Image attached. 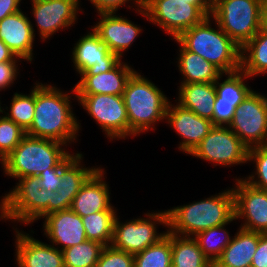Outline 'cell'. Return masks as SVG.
<instances>
[{"label": "cell", "instance_id": "cell-30", "mask_svg": "<svg viewBox=\"0 0 267 267\" xmlns=\"http://www.w3.org/2000/svg\"><path fill=\"white\" fill-rule=\"evenodd\" d=\"M225 75H228L227 79L222 83H219L222 75L214 83L217 93L215 102L233 103V106L238 107L252 91L244 82L249 76L241 69Z\"/></svg>", "mask_w": 267, "mask_h": 267}, {"label": "cell", "instance_id": "cell-35", "mask_svg": "<svg viewBox=\"0 0 267 267\" xmlns=\"http://www.w3.org/2000/svg\"><path fill=\"white\" fill-rule=\"evenodd\" d=\"M25 135V131L6 115L0 116V161L15 149Z\"/></svg>", "mask_w": 267, "mask_h": 267}, {"label": "cell", "instance_id": "cell-41", "mask_svg": "<svg viewBox=\"0 0 267 267\" xmlns=\"http://www.w3.org/2000/svg\"><path fill=\"white\" fill-rule=\"evenodd\" d=\"M17 62H0V91L10 87L19 73Z\"/></svg>", "mask_w": 267, "mask_h": 267}, {"label": "cell", "instance_id": "cell-18", "mask_svg": "<svg viewBox=\"0 0 267 267\" xmlns=\"http://www.w3.org/2000/svg\"><path fill=\"white\" fill-rule=\"evenodd\" d=\"M116 13H101L100 21L92 27L102 42L120 58L141 34V28Z\"/></svg>", "mask_w": 267, "mask_h": 267}, {"label": "cell", "instance_id": "cell-47", "mask_svg": "<svg viewBox=\"0 0 267 267\" xmlns=\"http://www.w3.org/2000/svg\"><path fill=\"white\" fill-rule=\"evenodd\" d=\"M0 104H1V103H0ZM1 108H2V107H1V105H0V113L5 112V110H2Z\"/></svg>", "mask_w": 267, "mask_h": 267}, {"label": "cell", "instance_id": "cell-25", "mask_svg": "<svg viewBox=\"0 0 267 267\" xmlns=\"http://www.w3.org/2000/svg\"><path fill=\"white\" fill-rule=\"evenodd\" d=\"M214 83H188L179 86L178 103L193 111L199 117L210 119L213 123L214 102L216 99Z\"/></svg>", "mask_w": 267, "mask_h": 267}, {"label": "cell", "instance_id": "cell-17", "mask_svg": "<svg viewBox=\"0 0 267 267\" xmlns=\"http://www.w3.org/2000/svg\"><path fill=\"white\" fill-rule=\"evenodd\" d=\"M44 218V234L53 245H61V251L87 240L82 218L71 208L53 210Z\"/></svg>", "mask_w": 267, "mask_h": 267}, {"label": "cell", "instance_id": "cell-5", "mask_svg": "<svg viewBox=\"0 0 267 267\" xmlns=\"http://www.w3.org/2000/svg\"><path fill=\"white\" fill-rule=\"evenodd\" d=\"M59 141L25 135L21 142L1 160L5 175L15 179L38 176L47 168L57 167L70 153Z\"/></svg>", "mask_w": 267, "mask_h": 267}, {"label": "cell", "instance_id": "cell-8", "mask_svg": "<svg viewBox=\"0 0 267 267\" xmlns=\"http://www.w3.org/2000/svg\"><path fill=\"white\" fill-rule=\"evenodd\" d=\"M264 0H219L212 6L211 17L242 48L260 30Z\"/></svg>", "mask_w": 267, "mask_h": 267}, {"label": "cell", "instance_id": "cell-7", "mask_svg": "<svg viewBox=\"0 0 267 267\" xmlns=\"http://www.w3.org/2000/svg\"><path fill=\"white\" fill-rule=\"evenodd\" d=\"M138 13L176 39L182 32L211 16L208 0H143Z\"/></svg>", "mask_w": 267, "mask_h": 267}, {"label": "cell", "instance_id": "cell-4", "mask_svg": "<svg viewBox=\"0 0 267 267\" xmlns=\"http://www.w3.org/2000/svg\"><path fill=\"white\" fill-rule=\"evenodd\" d=\"M128 116L129 136L153 130L156 122L164 120L170 101L153 82L136 71L123 92Z\"/></svg>", "mask_w": 267, "mask_h": 267}, {"label": "cell", "instance_id": "cell-6", "mask_svg": "<svg viewBox=\"0 0 267 267\" xmlns=\"http://www.w3.org/2000/svg\"><path fill=\"white\" fill-rule=\"evenodd\" d=\"M17 185L0 202V218L31 224L53 211L55 192L43 189L38 176L17 179Z\"/></svg>", "mask_w": 267, "mask_h": 267}, {"label": "cell", "instance_id": "cell-45", "mask_svg": "<svg viewBox=\"0 0 267 267\" xmlns=\"http://www.w3.org/2000/svg\"><path fill=\"white\" fill-rule=\"evenodd\" d=\"M261 33L267 34V1L264 0L261 8L260 30Z\"/></svg>", "mask_w": 267, "mask_h": 267}, {"label": "cell", "instance_id": "cell-40", "mask_svg": "<svg viewBox=\"0 0 267 267\" xmlns=\"http://www.w3.org/2000/svg\"><path fill=\"white\" fill-rule=\"evenodd\" d=\"M127 1H134L138 10L143 8V0H90L91 4L97 9L98 14L116 13Z\"/></svg>", "mask_w": 267, "mask_h": 267}, {"label": "cell", "instance_id": "cell-38", "mask_svg": "<svg viewBox=\"0 0 267 267\" xmlns=\"http://www.w3.org/2000/svg\"><path fill=\"white\" fill-rule=\"evenodd\" d=\"M73 154H69L57 167L47 168L38 175L40 184L43 189L47 191L56 192L59 189L61 182V169L74 157Z\"/></svg>", "mask_w": 267, "mask_h": 267}, {"label": "cell", "instance_id": "cell-22", "mask_svg": "<svg viewBox=\"0 0 267 267\" xmlns=\"http://www.w3.org/2000/svg\"><path fill=\"white\" fill-rule=\"evenodd\" d=\"M104 174V170L99 168L74 197L70 208L80 217L114 209L110 203L108 184L103 180Z\"/></svg>", "mask_w": 267, "mask_h": 267}, {"label": "cell", "instance_id": "cell-21", "mask_svg": "<svg viewBox=\"0 0 267 267\" xmlns=\"http://www.w3.org/2000/svg\"><path fill=\"white\" fill-rule=\"evenodd\" d=\"M135 70L128 64L119 62L108 72L93 76H81L74 87L76 95H123L126 84Z\"/></svg>", "mask_w": 267, "mask_h": 267}, {"label": "cell", "instance_id": "cell-37", "mask_svg": "<svg viewBox=\"0 0 267 267\" xmlns=\"http://www.w3.org/2000/svg\"><path fill=\"white\" fill-rule=\"evenodd\" d=\"M96 267H134V255L111 245L104 246Z\"/></svg>", "mask_w": 267, "mask_h": 267}, {"label": "cell", "instance_id": "cell-23", "mask_svg": "<svg viewBox=\"0 0 267 267\" xmlns=\"http://www.w3.org/2000/svg\"><path fill=\"white\" fill-rule=\"evenodd\" d=\"M81 153L75 156L61 169V182L55 192L56 202L53 210L70 209L73 199L86 181L99 169L81 166Z\"/></svg>", "mask_w": 267, "mask_h": 267}, {"label": "cell", "instance_id": "cell-19", "mask_svg": "<svg viewBox=\"0 0 267 267\" xmlns=\"http://www.w3.org/2000/svg\"><path fill=\"white\" fill-rule=\"evenodd\" d=\"M34 26L22 10L6 16L0 21V40L16 57L33 60Z\"/></svg>", "mask_w": 267, "mask_h": 267}, {"label": "cell", "instance_id": "cell-3", "mask_svg": "<svg viewBox=\"0 0 267 267\" xmlns=\"http://www.w3.org/2000/svg\"><path fill=\"white\" fill-rule=\"evenodd\" d=\"M211 16L182 32L175 40L217 67L223 74L241 68V48L219 27L211 28Z\"/></svg>", "mask_w": 267, "mask_h": 267}, {"label": "cell", "instance_id": "cell-29", "mask_svg": "<svg viewBox=\"0 0 267 267\" xmlns=\"http://www.w3.org/2000/svg\"><path fill=\"white\" fill-rule=\"evenodd\" d=\"M116 215L115 209H107L81 217L87 240L99 242L104 246L110 245Z\"/></svg>", "mask_w": 267, "mask_h": 267}, {"label": "cell", "instance_id": "cell-34", "mask_svg": "<svg viewBox=\"0 0 267 267\" xmlns=\"http://www.w3.org/2000/svg\"><path fill=\"white\" fill-rule=\"evenodd\" d=\"M10 112L6 116L26 131L32 124L35 114V86L30 94L14 93Z\"/></svg>", "mask_w": 267, "mask_h": 267}, {"label": "cell", "instance_id": "cell-27", "mask_svg": "<svg viewBox=\"0 0 267 267\" xmlns=\"http://www.w3.org/2000/svg\"><path fill=\"white\" fill-rule=\"evenodd\" d=\"M172 267H213L193 237L171 233Z\"/></svg>", "mask_w": 267, "mask_h": 267}, {"label": "cell", "instance_id": "cell-36", "mask_svg": "<svg viewBox=\"0 0 267 267\" xmlns=\"http://www.w3.org/2000/svg\"><path fill=\"white\" fill-rule=\"evenodd\" d=\"M248 161L255 162L257 179L252 174L248 178L245 177L244 180L256 188L267 191V145L249 148Z\"/></svg>", "mask_w": 267, "mask_h": 267}, {"label": "cell", "instance_id": "cell-31", "mask_svg": "<svg viewBox=\"0 0 267 267\" xmlns=\"http://www.w3.org/2000/svg\"><path fill=\"white\" fill-rule=\"evenodd\" d=\"M225 225L214 226L202 232H199L193 237L199 248L202 250L205 257L212 265L220 258L223 250L230 243L231 237L225 229ZM222 235V236H221Z\"/></svg>", "mask_w": 267, "mask_h": 267}, {"label": "cell", "instance_id": "cell-28", "mask_svg": "<svg viewBox=\"0 0 267 267\" xmlns=\"http://www.w3.org/2000/svg\"><path fill=\"white\" fill-rule=\"evenodd\" d=\"M240 69L249 77L267 73V34L259 31L241 48Z\"/></svg>", "mask_w": 267, "mask_h": 267}, {"label": "cell", "instance_id": "cell-42", "mask_svg": "<svg viewBox=\"0 0 267 267\" xmlns=\"http://www.w3.org/2000/svg\"><path fill=\"white\" fill-rule=\"evenodd\" d=\"M251 267H267V233H260L258 246Z\"/></svg>", "mask_w": 267, "mask_h": 267}, {"label": "cell", "instance_id": "cell-1", "mask_svg": "<svg viewBox=\"0 0 267 267\" xmlns=\"http://www.w3.org/2000/svg\"><path fill=\"white\" fill-rule=\"evenodd\" d=\"M71 94L51 85L36 83L35 114L26 135L52 139L63 144L74 142L80 128L71 110Z\"/></svg>", "mask_w": 267, "mask_h": 267}, {"label": "cell", "instance_id": "cell-44", "mask_svg": "<svg viewBox=\"0 0 267 267\" xmlns=\"http://www.w3.org/2000/svg\"><path fill=\"white\" fill-rule=\"evenodd\" d=\"M8 46L0 40V62H17L19 57H16ZM18 58V59H17Z\"/></svg>", "mask_w": 267, "mask_h": 267}, {"label": "cell", "instance_id": "cell-24", "mask_svg": "<svg viewBox=\"0 0 267 267\" xmlns=\"http://www.w3.org/2000/svg\"><path fill=\"white\" fill-rule=\"evenodd\" d=\"M260 232L239 228L213 267H251Z\"/></svg>", "mask_w": 267, "mask_h": 267}, {"label": "cell", "instance_id": "cell-9", "mask_svg": "<svg viewBox=\"0 0 267 267\" xmlns=\"http://www.w3.org/2000/svg\"><path fill=\"white\" fill-rule=\"evenodd\" d=\"M145 215L147 218L132 219L128 222L126 221V223H120L116 215L110 245L116 249L136 255L162 239L167 231L162 234L157 233L156 226L158 225L156 224H163L168 227L167 210Z\"/></svg>", "mask_w": 267, "mask_h": 267}, {"label": "cell", "instance_id": "cell-43", "mask_svg": "<svg viewBox=\"0 0 267 267\" xmlns=\"http://www.w3.org/2000/svg\"><path fill=\"white\" fill-rule=\"evenodd\" d=\"M22 0H0V21L6 16L20 11L19 4Z\"/></svg>", "mask_w": 267, "mask_h": 267}, {"label": "cell", "instance_id": "cell-33", "mask_svg": "<svg viewBox=\"0 0 267 267\" xmlns=\"http://www.w3.org/2000/svg\"><path fill=\"white\" fill-rule=\"evenodd\" d=\"M104 245L86 240L62 250L64 267H96Z\"/></svg>", "mask_w": 267, "mask_h": 267}, {"label": "cell", "instance_id": "cell-14", "mask_svg": "<svg viewBox=\"0 0 267 267\" xmlns=\"http://www.w3.org/2000/svg\"><path fill=\"white\" fill-rule=\"evenodd\" d=\"M72 61L80 76H93L113 69L121 58L112 53L92 30L75 44Z\"/></svg>", "mask_w": 267, "mask_h": 267}, {"label": "cell", "instance_id": "cell-12", "mask_svg": "<svg viewBox=\"0 0 267 267\" xmlns=\"http://www.w3.org/2000/svg\"><path fill=\"white\" fill-rule=\"evenodd\" d=\"M249 148L228 126H213L190 155L222 166L244 164Z\"/></svg>", "mask_w": 267, "mask_h": 267}, {"label": "cell", "instance_id": "cell-46", "mask_svg": "<svg viewBox=\"0 0 267 267\" xmlns=\"http://www.w3.org/2000/svg\"><path fill=\"white\" fill-rule=\"evenodd\" d=\"M219 0H208L209 4L211 6H213L216 2H218Z\"/></svg>", "mask_w": 267, "mask_h": 267}, {"label": "cell", "instance_id": "cell-13", "mask_svg": "<svg viewBox=\"0 0 267 267\" xmlns=\"http://www.w3.org/2000/svg\"><path fill=\"white\" fill-rule=\"evenodd\" d=\"M234 194L235 220L245 222L240 228L267 233V191L256 188L243 178L235 179Z\"/></svg>", "mask_w": 267, "mask_h": 267}, {"label": "cell", "instance_id": "cell-15", "mask_svg": "<svg viewBox=\"0 0 267 267\" xmlns=\"http://www.w3.org/2000/svg\"><path fill=\"white\" fill-rule=\"evenodd\" d=\"M32 14L44 41L59 29L69 28L77 21L79 0H31Z\"/></svg>", "mask_w": 267, "mask_h": 267}, {"label": "cell", "instance_id": "cell-32", "mask_svg": "<svg viewBox=\"0 0 267 267\" xmlns=\"http://www.w3.org/2000/svg\"><path fill=\"white\" fill-rule=\"evenodd\" d=\"M134 267H172L171 232L134 255Z\"/></svg>", "mask_w": 267, "mask_h": 267}, {"label": "cell", "instance_id": "cell-11", "mask_svg": "<svg viewBox=\"0 0 267 267\" xmlns=\"http://www.w3.org/2000/svg\"><path fill=\"white\" fill-rule=\"evenodd\" d=\"M84 110L96 120V123L105 131V135L114 138H126L129 136V124L123 96L120 95H76Z\"/></svg>", "mask_w": 267, "mask_h": 267}, {"label": "cell", "instance_id": "cell-39", "mask_svg": "<svg viewBox=\"0 0 267 267\" xmlns=\"http://www.w3.org/2000/svg\"><path fill=\"white\" fill-rule=\"evenodd\" d=\"M213 124L214 126H228L232 121L235 113V106L233 103L227 102H214L213 105Z\"/></svg>", "mask_w": 267, "mask_h": 267}, {"label": "cell", "instance_id": "cell-16", "mask_svg": "<svg viewBox=\"0 0 267 267\" xmlns=\"http://www.w3.org/2000/svg\"><path fill=\"white\" fill-rule=\"evenodd\" d=\"M165 119L180 135V138H183L178 149L186 154H190L214 126L210 119L199 117L193 111L187 110L179 104L174 106L170 102Z\"/></svg>", "mask_w": 267, "mask_h": 267}, {"label": "cell", "instance_id": "cell-20", "mask_svg": "<svg viewBox=\"0 0 267 267\" xmlns=\"http://www.w3.org/2000/svg\"><path fill=\"white\" fill-rule=\"evenodd\" d=\"M16 261L19 267H64L62 251L16 228Z\"/></svg>", "mask_w": 267, "mask_h": 267}, {"label": "cell", "instance_id": "cell-26", "mask_svg": "<svg viewBox=\"0 0 267 267\" xmlns=\"http://www.w3.org/2000/svg\"><path fill=\"white\" fill-rule=\"evenodd\" d=\"M178 59L179 71L183 74L181 84L215 83L223 73L198 54L186 50L180 44Z\"/></svg>", "mask_w": 267, "mask_h": 267}, {"label": "cell", "instance_id": "cell-2", "mask_svg": "<svg viewBox=\"0 0 267 267\" xmlns=\"http://www.w3.org/2000/svg\"><path fill=\"white\" fill-rule=\"evenodd\" d=\"M168 231L186 237L235 220L232 188L207 199L167 210Z\"/></svg>", "mask_w": 267, "mask_h": 267}, {"label": "cell", "instance_id": "cell-10", "mask_svg": "<svg viewBox=\"0 0 267 267\" xmlns=\"http://www.w3.org/2000/svg\"><path fill=\"white\" fill-rule=\"evenodd\" d=\"M228 127L248 148L267 145V97L252 90L235 108Z\"/></svg>", "mask_w": 267, "mask_h": 267}]
</instances>
